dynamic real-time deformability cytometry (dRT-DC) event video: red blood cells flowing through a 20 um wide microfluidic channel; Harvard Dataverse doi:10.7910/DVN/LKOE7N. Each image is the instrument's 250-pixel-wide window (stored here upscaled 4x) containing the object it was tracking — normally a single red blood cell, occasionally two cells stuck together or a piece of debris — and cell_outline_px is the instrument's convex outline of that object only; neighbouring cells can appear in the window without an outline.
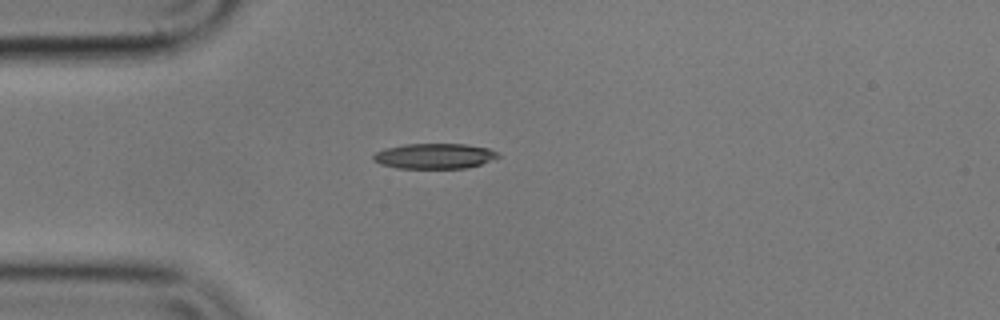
{"species": "common noctule bat (a hibernating species)", "species_latin": "Nyctalus noctula", "temperature_condition": "cold", "stored_images_in_passage": 42, "camera_frame_rate_fps": 3000, "um_per_image_px": 0.085, "animal": {"sex": "male", "body_mass_g": 17.9}, "frame": {"image": 1, "passage_image": 1, "time_ms": 0.0, "image_size_px": [1000, 320], "cell_outline_px": [[500, 156], [480, 164], [464, 168], [396, 168], [380, 164], [372, 160], [372, 156], [376, 152], [384, 148], [404, 144], [464, 144], [488, 148], [500, 152]], "centroid_in_image_um": [36.9, 13.26], "position_along_channel_um": 48.1, "area_um2": 18.44}}
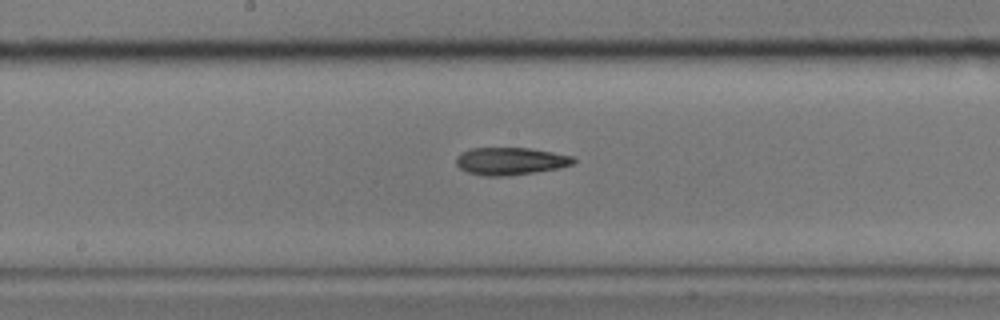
{"frame": {"image": 2, "passage_image": 15, "time_ms": 4.667, "image_size_px": [1000, 320], "cell_outline_px": [[576, 160], [572, 164], [560, 168], [536, 172], [508, 176], [484, 176], [468, 172], [460, 168], [456, 164], [456, 156], [460, 152], [472, 148], [528, 148], [576, 156]], "centroid_in_image_um": [43.4, 13.7], "position_along_channel_um": 204.8, "area_um2": 18.96}}
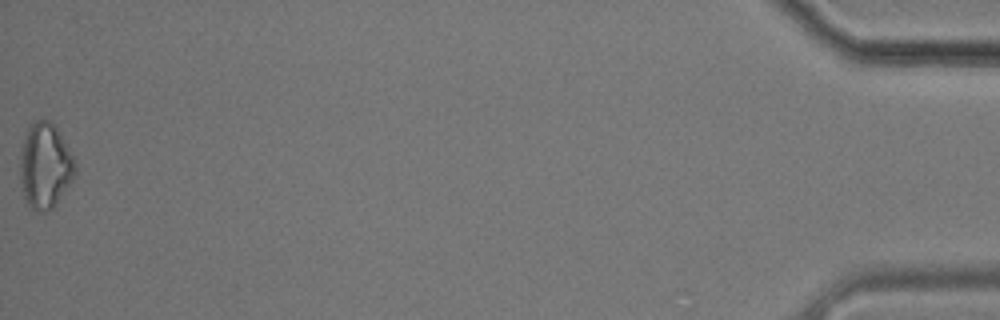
{"frame": {"image": 3, "passage_image": 42, "time_ms": 13.667, "image_size_px": [1000, 320], "cell_outline_px": [[76, 176], [56, 204], [48, 212], [36, 212], [28, 204], [24, 196], [20, 180], [20, 156], [24, 140], [28, 128], [36, 120], [48, 120], [56, 128], [72, 156], [76, 164]], "centroid_in_image_um": [3.84, 14.15], "position_along_channel_um": 431.4, "area_um2": 27.17}}